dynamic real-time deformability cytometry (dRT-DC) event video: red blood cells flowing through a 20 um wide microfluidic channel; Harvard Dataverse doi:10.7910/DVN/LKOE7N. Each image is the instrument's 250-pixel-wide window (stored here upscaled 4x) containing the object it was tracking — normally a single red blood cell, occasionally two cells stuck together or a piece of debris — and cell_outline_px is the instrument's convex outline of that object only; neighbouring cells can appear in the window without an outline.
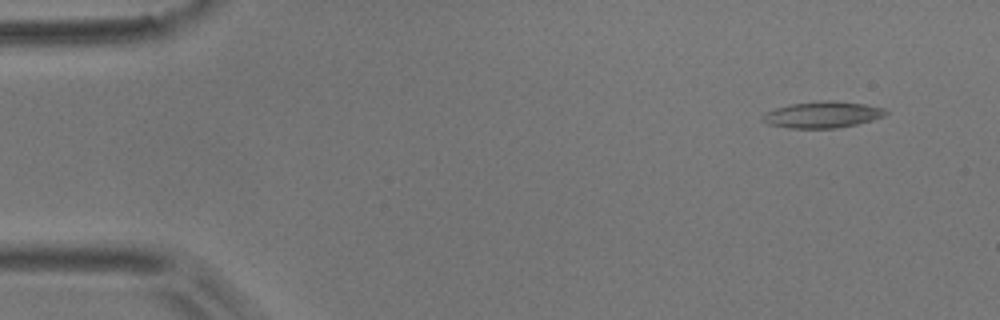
{"species": "common noctule bat (a hibernating species)", "species_latin": "Nyctalus noctula", "temperature_condition": "room temperature", "stored_images_in_passage": 54, "camera_frame_rate_fps": 3000, "um_per_image_px": 0.085, "animal": {"sex": "male", "body_mass_g": 17.9}, "frame": {"image": 1, "passage_image": 4, "time_ms": 1.0, "image_size_px": [1000, 320], "cell_outline_px": [[888, 112], [884, 116], [872, 120], [856, 124], [836, 128], [788, 128], [768, 124], [764, 120], [764, 112], [776, 108], [792, 104], [824, 100], [828, 100], [864, 104], [884, 108]], "centroid_in_image_um": [69.93, 9.75], "position_along_channel_um": 15.1, "area_um2": 18.67}}
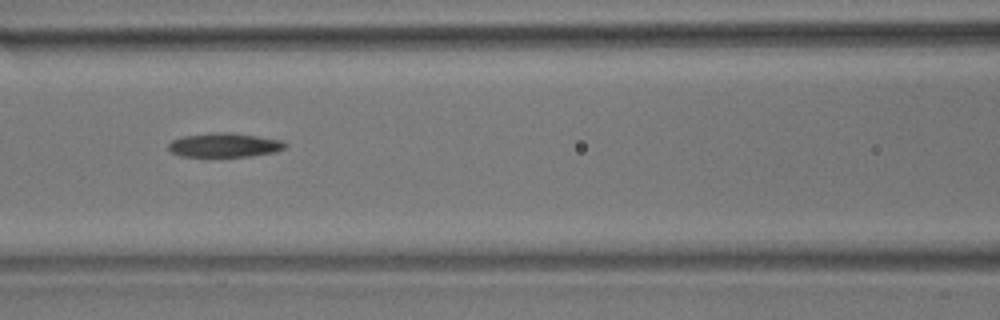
{"frame": {"image": 2, "passage_image": 23, "time_ms": 7.333, "image_size_px": [1000, 320], "cell_outline_px": [[288, 148], [276, 152], [252, 156], [180, 156], [172, 152], [168, 148], [168, 144], [172, 140], [184, 136], [212, 132], [232, 132], [284, 140], [288, 144]], "centroid_in_image_um": [19.16, 12.32], "position_along_channel_um": 147.4, "area_um2": 16.65}}
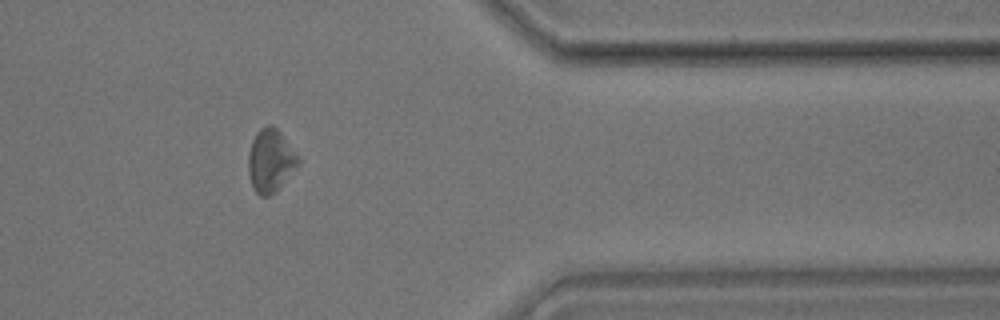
{"frame": {"image": 3, "passage_image": 44, "time_ms": 14.333, "image_size_px": [1000, 320], "cell_outline_px": [[300, 160], [276, 192], [268, 196], [260, 196], [252, 188], [248, 172], [248, 156], [252, 140], [256, 132], [260, 128], [268, 124], [272, 124], [280, 132], [300, 156]], "centroid_in_image_um": [22.97, 13.64], "position_along_channel_um": 388.4, "area_um2": 18.32}}